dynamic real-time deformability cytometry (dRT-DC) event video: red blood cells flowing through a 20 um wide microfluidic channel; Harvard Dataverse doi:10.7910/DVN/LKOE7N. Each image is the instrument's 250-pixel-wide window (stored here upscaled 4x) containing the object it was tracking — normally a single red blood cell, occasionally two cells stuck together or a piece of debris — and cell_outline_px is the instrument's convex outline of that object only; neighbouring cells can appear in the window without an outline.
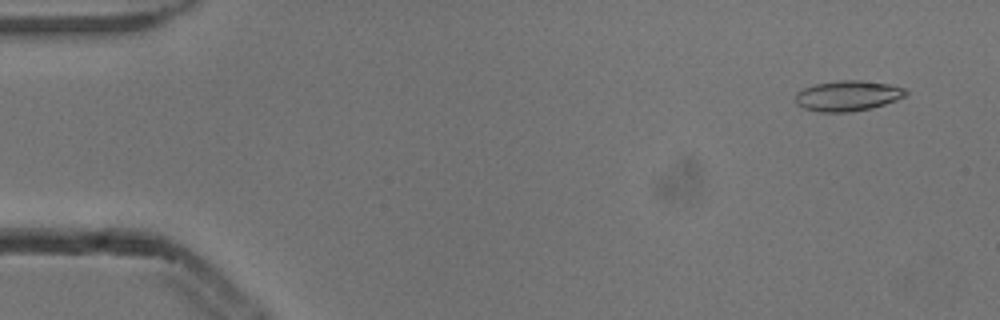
{"species": "common noctule bat (a hibernating species)", "species_latin": "Nyctalus noctula", "temperature_condition": "cold", "stored_images_in_passage": 6, "camera_frame_rate_fps": 3000, "um_per_image_px": 0.085, "animal": {"sex": "male", "body_mass_g": 13.3}, "frame": {"image": 1, "passage_image": 1, "time_ms": 0.0, "image_size_px": [1000, 320], "cell_outline_px": [[908, 92], [904, 96], [896, 100], [872, 108], [848, 112], [820, 112], [804, 108], [796, 104], [796, 92], [804, 88], [816, 84], [840, 80], [860, 80], [888, 84], [904, 88]], "centroid_in_image_um": [72.04, 8.14], "position_along_channel_um": 13.0, "area_um2": 19.42}}
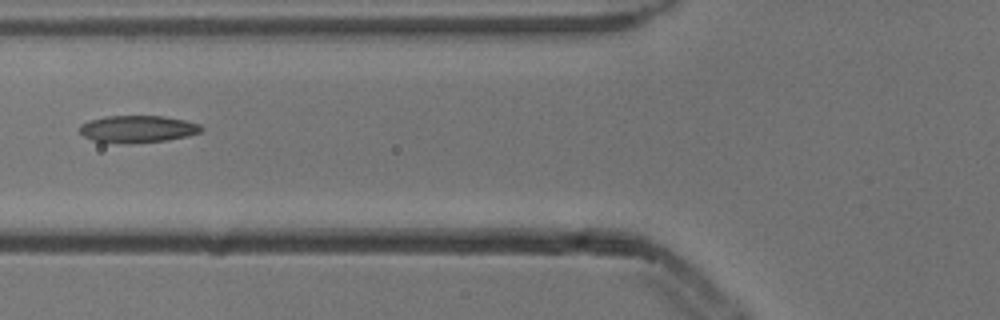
{"frame": {"image": 2, "passage_image": 5, "time_ms": 1.333, "image_size_px": [1000, 320], "cell_outline_px": [[204, 128], [200, 132], [188, 136], [164, 140], [128, 144], [92, 140], [84, 136], [80, 132], [80, 124], [88, 120], [108, 116], [164, 116], [184, 120], [200, 124]], "centroid_in_image_um": [11.7, 10.96], "position_along_channel_um": 114.1, "area_um2": 19.19}}
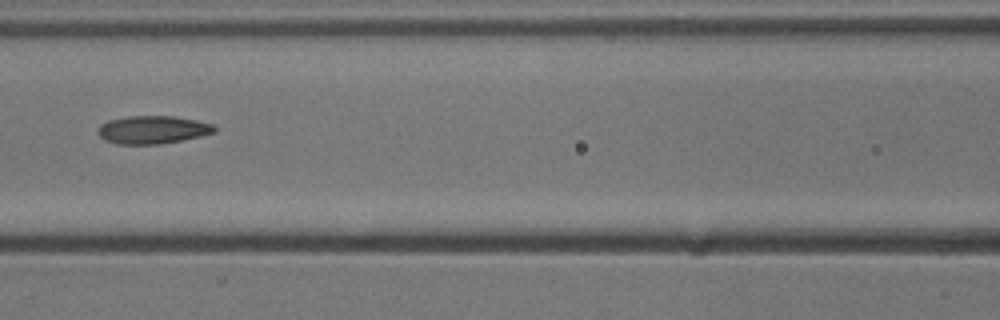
{"frame": {"image": 3, "passage_image": 6, "time_ms": 1.667, "image_size_px": [1000, 320], "cell_outline_px": [[216, 132], [200, 136], [160, 144], [116, 144], [104, 140], [100, 136], [100, 124], [108, 120], [128, 116], [176, 116], [196, 120], [212, 124], [216, 128]], "centroid_in_image_um": [12.98, 11.02], "position_along_channel_um": 153.6, "area_um2": 18.9}}